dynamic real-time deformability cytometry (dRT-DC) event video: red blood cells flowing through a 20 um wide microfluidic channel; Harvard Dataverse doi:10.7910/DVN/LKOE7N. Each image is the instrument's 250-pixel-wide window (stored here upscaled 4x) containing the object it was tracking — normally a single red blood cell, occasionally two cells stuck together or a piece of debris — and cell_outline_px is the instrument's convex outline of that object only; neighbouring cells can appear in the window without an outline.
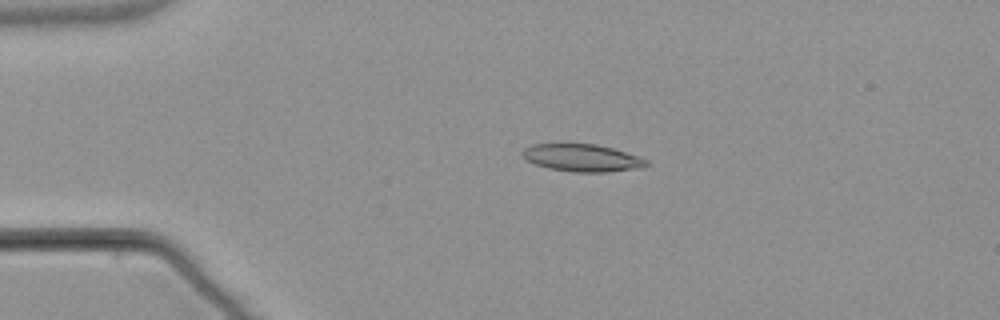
{"species": "common noctule bat (a hibernating species)", "species_latin": "Nyctalus noctula", "temperature_condition": "warm", "stored_images_in_passage": 54, "camera_frame_rate_fps": 3000, "um_per_image_px": 0.085, "animal": {"sex": "male", "body_mass_g": 21.5, "forearm_length_mm": 52.0}, "frame": {"image": 1, "passage_image": 12, "time_ms": 3.667, "image_size_px": [1000, 320], "cell_outline_px": [[648, 164], [640, 168], [608, 172], [572, 172], [548, 168], [524, 160], [520, 156], [520, 152], [524, 148], [532, 144], [596, 144], [612, 148], [640, 156], [648, 160]], "centroid_in_image_um": [49.44, 13.42], "position_along_channel_um": 35.6, "area_um2": 20.0}}
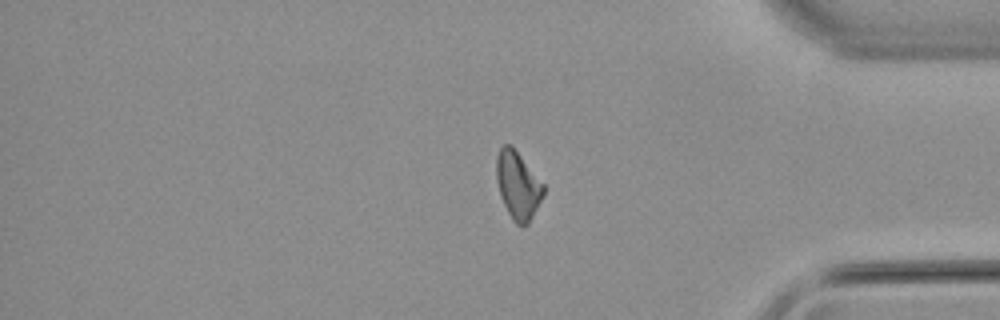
{"frame": {"image": 2, "passage_image": 45, "time_ms": 14.667, "image_size_px": [1000, 320], "cell_outline_px": [[544, 196], [528, 224], [516, 224], [512, 220], [500, 196], [496, 180], [496, 156], [500, 148], [504, 144], [512, 144], [544, 184]], "centroid_in_image_um": [44.02, 15.72], "position_along_channel_um": 391.2, "area_um2": 18.73}}
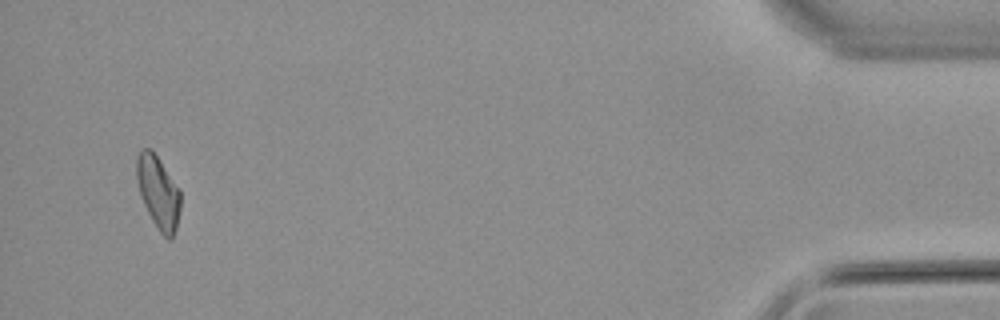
{"frame": {"image": 3, "passage_image": 52, "time_ms": 17.0, "image_size_px": [1000, 320], "cell_outline_px": [[180, 208], [176, 228], [172, 240], [168, 240], [160, 232], [152, 220], [144, 204], [136, 180], [136, 160], [140, 152], [144, 148], [152, 148], [180, 188]], "centroid_in_image_um": [13.46, 16.32], "position_along_channel_um": 421.7, "area_um2": 18.67}}